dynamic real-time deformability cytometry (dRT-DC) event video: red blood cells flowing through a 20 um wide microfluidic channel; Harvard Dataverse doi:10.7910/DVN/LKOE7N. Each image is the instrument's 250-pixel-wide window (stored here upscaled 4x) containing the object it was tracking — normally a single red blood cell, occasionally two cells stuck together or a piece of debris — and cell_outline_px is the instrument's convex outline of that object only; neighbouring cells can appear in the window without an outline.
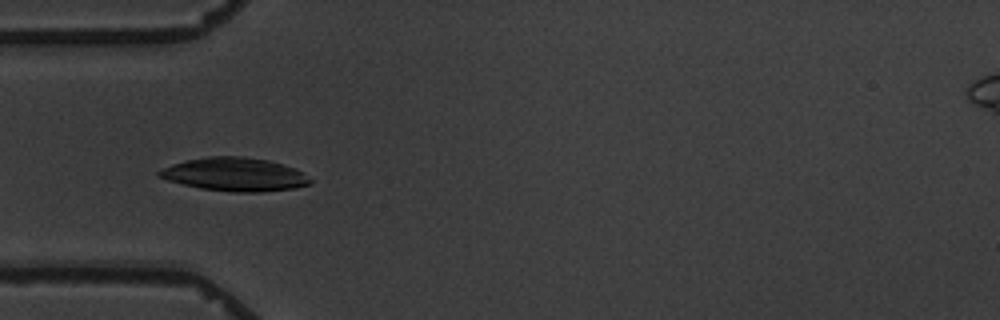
{"species": "common noctule bat (a hibernating species)", "species_latin": "Nyctalus noctula", "temperature_condition": "warm", "stored_images_in_passage": 10, "camera_frame_rate_fps": 3000, "um_per_image_px": 0.085, "animal": {"sex": "male", "body_mass_g": 19.5, "forearm_length_mm": 54.6}, "frame": {"image": 1, "passage_image": 5, "time_ms": 4.333, "image_size_px": [1000, 320], "cell_outline_px": [[312, 180], [308, 184], [292, 188], [260, 192], [232, 192], [200, 188], [168, 180], [156, 176], [156, 172], [172, 164], [184, 160], [208, 156], [240, 156], [268, 160], [304, 172]], "centroid_in_image_um": [19.91, 14.82], "position_along_channel_um": 65.1, "area_um2": 29.19}}
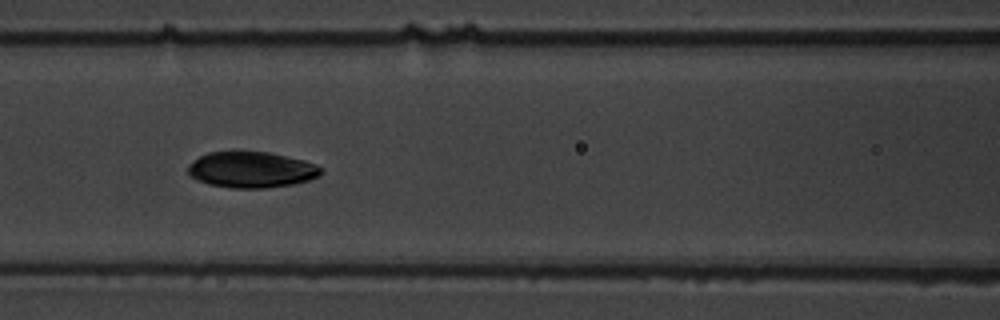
{"frame": {"image": 2, "passage_image": 7, "time_ms": 6.667, "image_size_px": [1000, 320], "cell_outline_px": [[324, 172], [320, 176], [308, 180], [292, 184], [268, 188], [232, 188], [208, 184], [196, 180], [188, 176], [188, 164], [200, 156], [208, 152], [232, 148], [268, 152], [304, 160], [316, 164], [324, 168]], "centroid_in_image_um": [21.34, 14.39], "position_along_channel_um": 145.3, "area_um2": 28.96}}
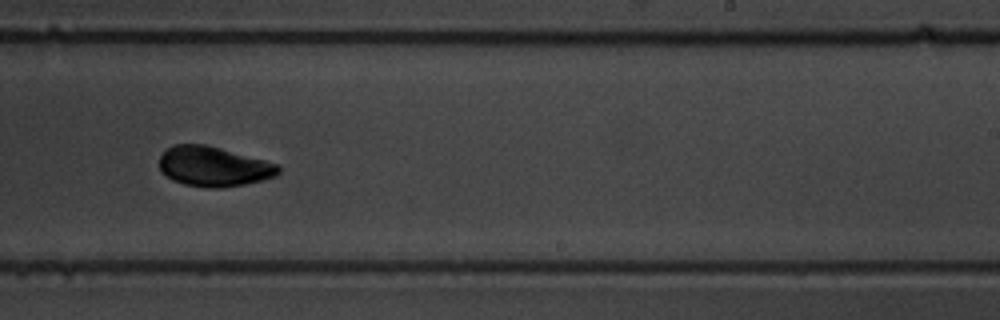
{"frame": {"image": 3, "passage_image": 10, "time_ms": 10.333, "image_size_px": [1000, 320], "cell_outline_px": [[280, 172], [276, 176], [264, 180], [244, 184], [220, 188], [208, 188], [184, 184], [172, 180], [160, 172], [160, 156], [172, 144], [204, 144], [220, 148], [264, 160], [276, 164], [280, 168]], "centroid_in_image_um": [18.14, 14.16], "position_along_channel_um": 270.9, "area_um2": 27.63}}